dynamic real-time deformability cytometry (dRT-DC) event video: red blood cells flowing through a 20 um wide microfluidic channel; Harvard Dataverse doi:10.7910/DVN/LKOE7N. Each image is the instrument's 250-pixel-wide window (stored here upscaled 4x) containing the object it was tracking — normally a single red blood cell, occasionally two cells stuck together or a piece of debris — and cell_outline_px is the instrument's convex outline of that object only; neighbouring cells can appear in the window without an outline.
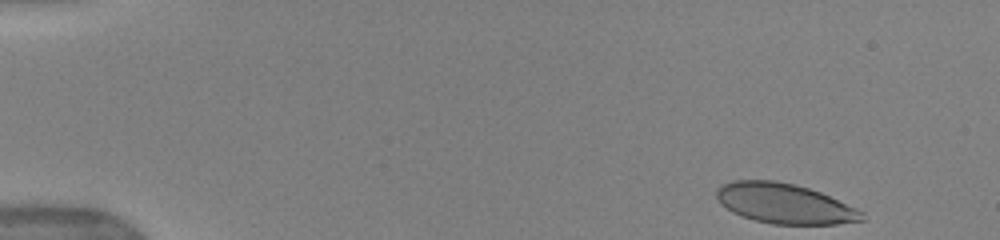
{"species": "human", "species_latin": "Homo sapiens", "temperature_condition": "warm", "stored_images_in_passage": 42, "camera_frame_rate_fps": 3000, "um_per_image_px": 0.085, "donor": {"sex": "female"}, "frame": {"image": 1, "passage_image": 1, "time_ms": 0.0, "image_size_px": [1000, 240], "cell_outline_px": [[864, 220], [836, 224], [772, 224], [756, 220], [732, 212], [720, 204], [716, 196], [716, 188], [732, 180], [776, 180], [808, 188], [820, 192], [856, 208], [864, 212]], "centroid_in_image_um": [66.66, 17.29], "position_along_channel_um": 18.3, "area_um2": 33.76}}
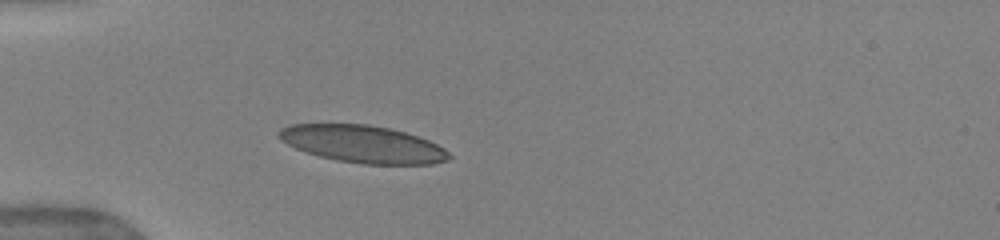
{"frame": {"image": 2, "passage_image": 12, "time_ms": 3.667, "image_size_px": [1000, 240], "cell_outline_px": [[452, 156], [448, 160], [432, 164], [364, 164], [336, 160], [320, 156], [296, 148], [280, 140], [276, 136], [280, 128], [292, 124], [368, 124], [388, 128], [404, 132], [428, 140], [444, 148]], "centroid_in_image_um": [30.83, 12.24], "position_along_channel_um": 54.2, "area_um2": 36.82}}
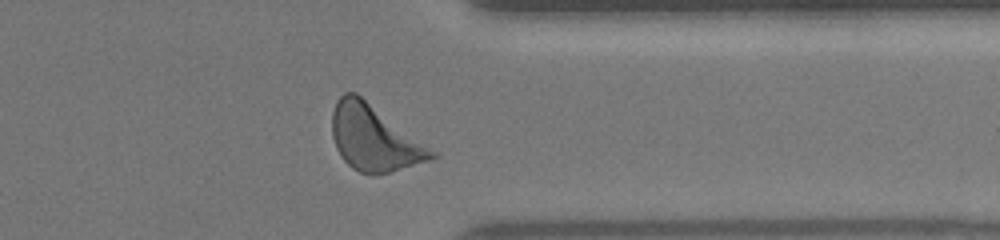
{"frame": {"image": 3, "passage_image": 38, "time_ms": 12.333, "image_size_px": [1000, 240], "cell_outline_px": [[440, 156], [432, 160], [376, 176], [360, 172], [352, 168], [340, 156], [336, 148], [332, 136], [332, 112], [336, 100], [344, 92], [356, 92], [436, 152]], "centroid_in_image_um": [31.79, 11.75], "position_along_channel_um": 379.6, "area_um2": 38.03}, "authors_computed_cell_mechanics": {"area_um2": 36.2117, "velocity_mm_per_s": 3.9264, "shape_relaxation_time_tau1_ms": 2.3016, "shape_relaxation_time_tau2_ms": null, "deformation_change_tau1": 0.129, "deformation_change_tau2": null}}